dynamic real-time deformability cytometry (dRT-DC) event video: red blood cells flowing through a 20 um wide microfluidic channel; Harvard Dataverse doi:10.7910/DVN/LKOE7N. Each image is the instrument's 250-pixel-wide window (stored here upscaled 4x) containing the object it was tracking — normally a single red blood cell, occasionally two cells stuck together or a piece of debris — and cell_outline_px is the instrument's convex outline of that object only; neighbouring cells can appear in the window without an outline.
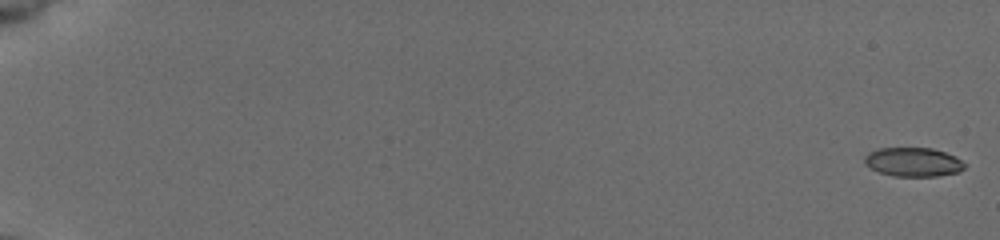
{"species": "common noctule bat (a hibernating species)", "species_latin": "Nyctalus noctula", "temperature_condition": "cold", "stored_images_in_passage": 42, "camera_frame_rate_fps": 3000, "um_per_image_px": 0.085, "animal": {"sex": "female", "body_mass_g": 19.5, "forearm_length_mm": 54.1}, "frame": {"image": 1, "passage_image": 1, "time_ms": 0.0, "image_size_px": [1000, 240], "cell_outline_px": [[968, 164], [960, 172], [936, 176], [892, 176], [880, 172], [864, 164], [864, 156], [868, 152], [876, 148], [932, 148], [956, 156]], "centroid_in_image_um": [77.64, 13.77], "position_along_channel_um": 7.4, "area_um2": 17.11}}
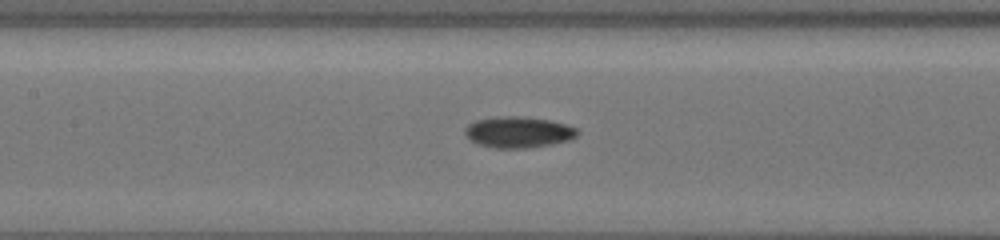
{"frame": {"image": 2, "passage_image": 19, "time_ms": 6.0, "image_size_px": [1000, 240], "cell_outline_px": [[580, 132], [576, 136], [568, 140], [552, 144], [528, 148], [496, 148], [480, 144], [472, 140], [464, 132], [464, 128], [468, 124], [476, 120], [492, 116], [524, 116], [552, 120], [576, 128]], "centroid_in_image_um": [44.07, 11.21], "position_along_channel_um": 163.3, "area_um2": 20.46}}
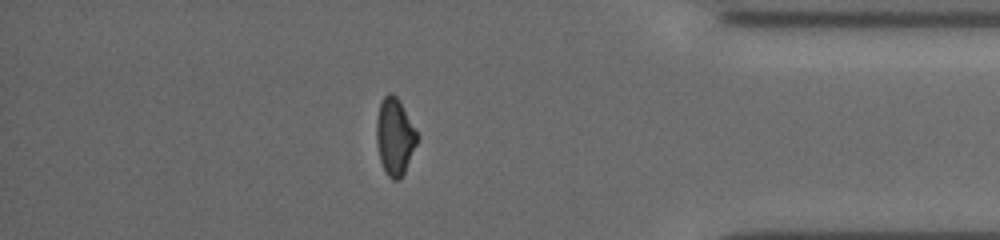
{"frame": {"image": 3, "passage_image": 36, "time_ms": 11.667, "image_size_px": [1000, 240], "cell_outline_px": [[420, 136], [404, 172], [400, 180], [392, 180], [384, 172], [380, 160], [376, 140], [376, 120], [380, 104], [384, 96], [388, 92], [392, 92], [400, 100]], "centroid_in_image_um": [33.56, 11.6], "position_along_channel_um": 401.6, "area_um2": 18.5}, "authors_computed_cell_mechanics": {"area_um2": 18.4382, "velocity_mm_per_s": 3.9477, "shape_relaxation_time_tau1_ms": 3.4412, "shape_relaxation_time_tau2_ms": 3.7952, "deformation_change_tau1": 0.1241, "deformation_change_tau2": 0.0929}}